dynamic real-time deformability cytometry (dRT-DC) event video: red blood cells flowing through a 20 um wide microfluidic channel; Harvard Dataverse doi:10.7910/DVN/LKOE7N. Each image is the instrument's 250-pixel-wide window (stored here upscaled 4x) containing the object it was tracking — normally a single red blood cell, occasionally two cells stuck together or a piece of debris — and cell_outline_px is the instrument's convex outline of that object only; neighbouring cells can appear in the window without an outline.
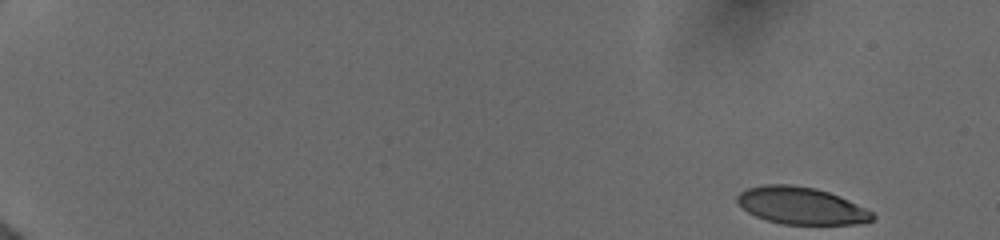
{"species": "human", "species_latin": "Homo sapiens", "temperature_condition": "cold", "stored_images_in_passage": 26, "camera_frame_rate_fps": 3000, "um_per_image_px": 0.085, "donor": {"sex": "female"}, "frame": {"image": 1, "passage_image": 1, "time_ms": 0.0, "image_size_px": [1000, 240], "cell_outline_px": [[876, 216], [872, 220], [856, 224], [780, 224], [756, 216], [748, 212], [736, 200], [736, 196], [740, 192], [748, 188], [764, 184], [792, 184], [816, 188], [840, 196], [872, 212]], "centroid_in_image_um": [68.09, 17.47], "position_along_channel_um": 16.9, "area_um2": 29.13}}
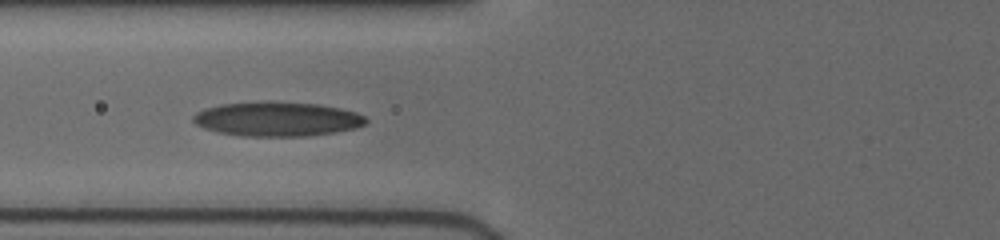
{"frame": {"image": 2, "passage_image": 17, "time_ms": 6.667, "image_size_px": [1000, 240], "cell_outline_px": [[368, 120], [364, 124], [352, 128], [332, 132], [308, 136], [240, 136], [216, 132], [204, 128], [196, 124], [192, 120], [192, 116], [196, 112], [204, 108], [220, 104], [316, 104], [340, 108], [356, 112], [364, 116]], "centroid_in_image_um": [23.51, 10.16], "position_along_channel_um": 102.3, "area_um2": 33.47}}
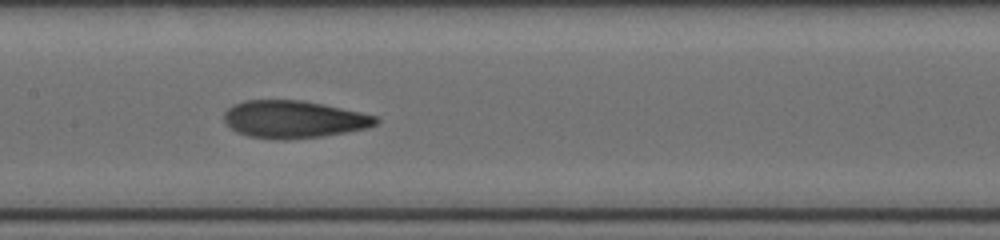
{"frame": {"image": 3, "passage_image": 25, "time_ms": 8.667, "image_size_px": [1000, 240], "cell_outline_px": [[380, 120], [376, 124], [368, 128], [324, 136], [288, 140], [276, 140], [248, 136], [236, 132], [224, 120], [224, 112], [232, 104], [244, 100], [304, 100], [324, 104], [360, 112], [376, 116]], "centroid_in_image_um": [24.96, 10.14], "position_along_channel_um": 182.4, "area_um2": 33.41}}